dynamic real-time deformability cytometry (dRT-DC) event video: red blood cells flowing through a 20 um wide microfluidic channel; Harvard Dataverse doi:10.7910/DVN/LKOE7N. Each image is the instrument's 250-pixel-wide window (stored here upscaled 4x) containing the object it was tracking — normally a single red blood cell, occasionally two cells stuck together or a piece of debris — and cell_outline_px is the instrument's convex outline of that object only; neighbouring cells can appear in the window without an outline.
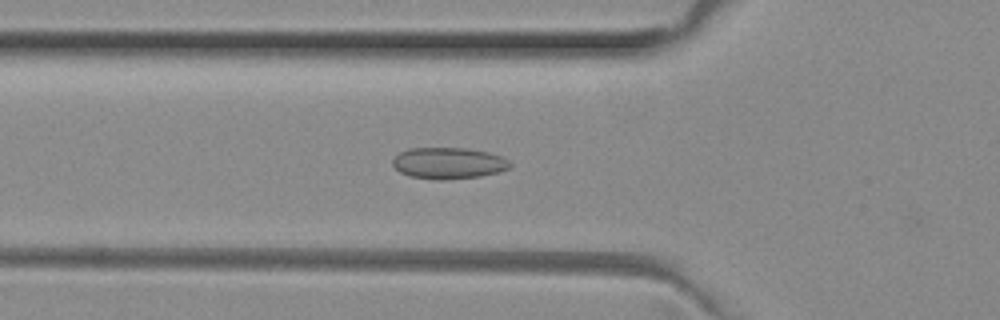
{"species": "common noctule bat (a hibernating species)", "species_latin": "Nyctalus noctula", "temperature_condition": "room temperature", "stored_images_in_passage": 48, "camera_frame_rate_fps": 3000, "um_per_image_px": 0.085, "animal": {"sex": "female", "body_mass_g": 29.2, "forearm_length_mm": 56.3}, "frame": {"image": 1, "passage_image": 14, "time_ms": 4.333, "image_size_px": [1000, 320], "cell_outline_px": [[512, 164], [508, 168], [500, 172], [480, 176], [444, 180], [436, 180], [408, 176], [400, 172], [392, 164], [392, 160], [400, 152], [408, 148], [468, 148], [488, 152], [500, 156], [508, 160]], "centroid_in_image_um": [38.11, 13.87], "position_along_channel_um": 87.7, "area_um2": 21.56}}
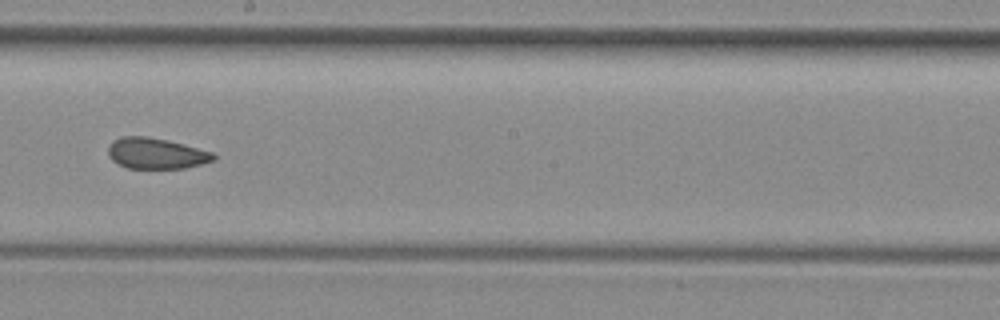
{"frame": {"image": 2, "passage_image": 25, "time_ms": 8.0, "image_size_px": [1000, 320], "cell_outline_px": [[216, 160], [184, 168], [128, 168], [116, 164], [108, 156], [108, 144], [112, 140], [120, 136], [148, 136], [168, 140], [216, 152]], "centroid_in_image_um": [13.26, 13.03], "position_along_channel_um": 234.9, "area_um2": 19.36}}
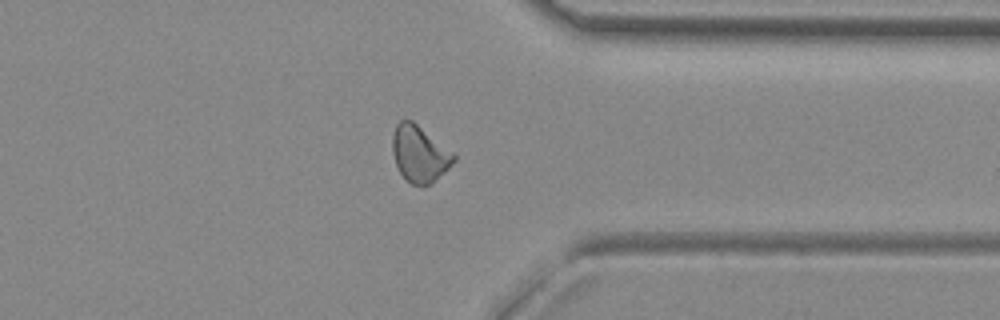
{"frame": {"image": 3, "passage_image": 36, "time_ms": 11.667, "image_size_px": [1000, 320], "cell_outline_px": [[456, 160], [432, 184], [412, 184], [400, 172], [396, 164], [392, 152], [392, 136], [396, 124], [400, 120], [412, 120], [452, 152], [456, 156]], "centroid_in_image_um": [35.65, 13.06], "position_along_channel_um": 375.8, "area_um2": 19.83}, "authors_computed_cell_mechanics": {"area_um2": 20.1722, "velocity_mm_per_s": 4.0039, "shape_relaxation_time_tau1_ms": null, "shape_relaxation_time_tau2_ms": 2.1646, "deformation_change_tau1": null, "deformation_change_tau2": 0.0794}}